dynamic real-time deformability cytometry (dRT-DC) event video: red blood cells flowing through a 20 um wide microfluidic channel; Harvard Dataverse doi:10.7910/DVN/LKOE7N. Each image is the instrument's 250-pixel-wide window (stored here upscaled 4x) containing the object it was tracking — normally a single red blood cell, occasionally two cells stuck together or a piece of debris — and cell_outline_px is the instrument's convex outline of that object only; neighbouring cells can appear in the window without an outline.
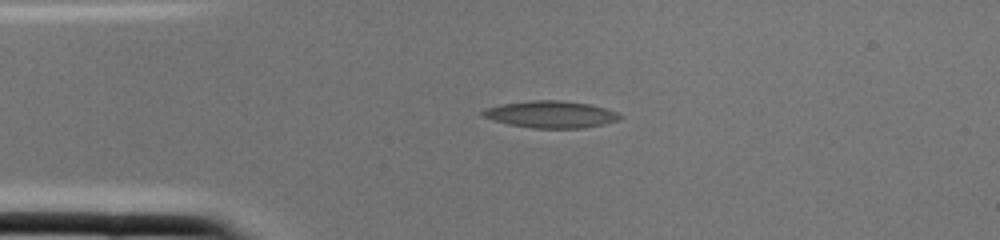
{"species": "common noctule bat (a hibernating species)", "species_latin": "Nyctalus noctula", "temperature_condition": "cold", "stored_images_in_passage": 1, "camera_frame_rate_fps": 3000, "um_per_image_px": 0.085, "animal": {"sex": "female", "body_mass_g": 22.0, "forearm_length_mm": 56.7}, "frame": {"image": 1, "passage_image": 1, "time_ms": 0.0, "image_size_px": [1000, 240], "cell_outline_px": [[624, 116], [620, 120], [604, 124], [584, 128], [532, 128], [508, 124], [492, 120], [480, 116], [480, 112], [484, 108], [504, 104], [528, 100], [560, 100], [588, 104], [604, 108], [616, 112]], "centroid_in_image_um": [46.8, 9.73], "position_along_channel_um": 38.2, "area_um2": 21.68}}